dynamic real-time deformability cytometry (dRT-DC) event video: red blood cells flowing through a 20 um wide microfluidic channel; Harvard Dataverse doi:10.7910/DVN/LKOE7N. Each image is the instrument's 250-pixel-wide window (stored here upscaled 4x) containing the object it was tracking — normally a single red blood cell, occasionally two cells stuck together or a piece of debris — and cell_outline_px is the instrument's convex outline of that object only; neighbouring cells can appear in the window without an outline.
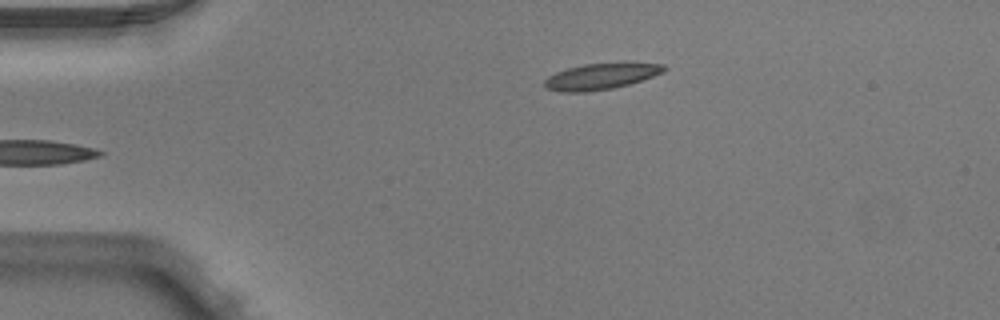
{"species": "Egyptian fruit bat (a non-hibernating species)", "species_latin": "Rousettus aegyptiacus", "temperature_condition": "warm", "stored_images_in_passage": 4, "camera_frame_rate_fps": 3000, "um_per_image_px": 0.085, "animal": {"sex": "male"}, "frame": {"image": 1, "passage_image": 4, "time_ms": 1.0, "image_size_px": [1000, 320], "cell_outline_px": [[668, 68], [664, 72], [628, 84], [612, 88], [584, 92], [560, 92], [548, 88], [544, 84], [544, 80], [548, 76], [556, 72], [568, 68], [584, 64], [664, 64]], "centroid_in_image_um": [51.03, 6.51], "position_along_channel_um": 34.0, "area_um2": 17.57}}